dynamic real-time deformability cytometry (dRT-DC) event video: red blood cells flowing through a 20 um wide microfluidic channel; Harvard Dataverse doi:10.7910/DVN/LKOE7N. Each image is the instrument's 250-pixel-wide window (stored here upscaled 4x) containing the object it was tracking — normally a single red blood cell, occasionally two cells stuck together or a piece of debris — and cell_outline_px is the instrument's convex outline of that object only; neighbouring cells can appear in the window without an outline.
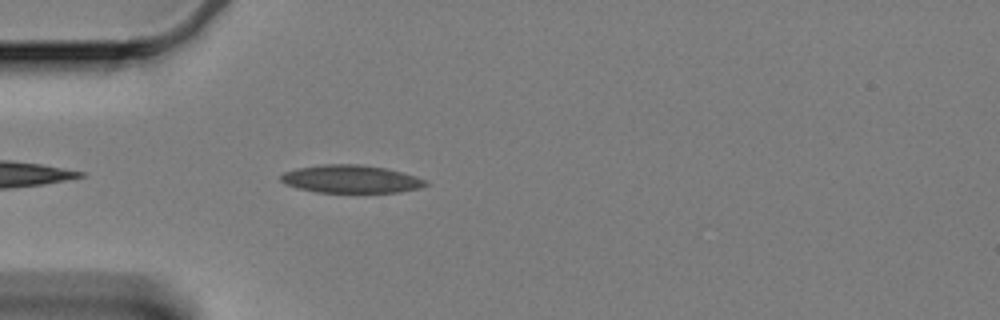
{"species": "Egyptian fruit bat (a non-hibernating species)", "species_latin": "Rousettus aegyptiacus", "temperature_condition": "cold", "stored_images_in_passage": 28, "camera_frame_rate_fps": 3000, "um_per_image_px": 0.085, "animal": {"sex": "female"}, "frame": {"image": 1, "passage_image": 3, "time_ms": 0.667, "image_size_px": [1000, 320], "cell_outline_px": [[428, 184], [420, 188], [400, 192], [316, 192], [296, 188], [284, 184], [280, 180], [280, 176], [284, 172], [296, 168], [320, 164], [360, 164], [384, 168], [416, 176], [424, 180]], "centroid_in_image_um": [29.77, 15.22], "position_along_channel_um": 55.2, "area_um2": 23.52}}
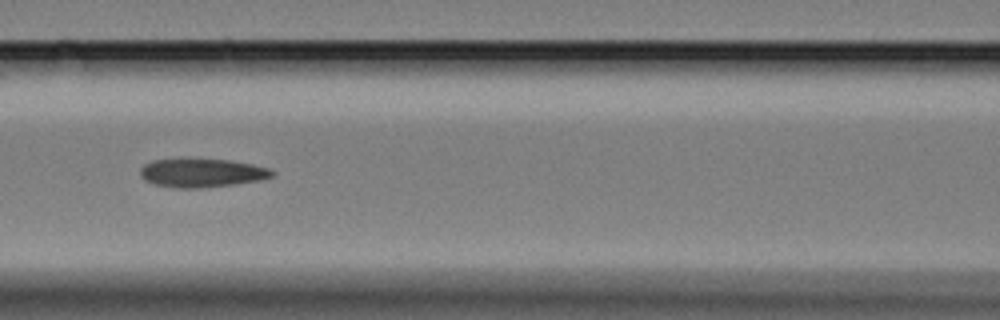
{"frame": {"image": 2, "passage_image": 12, "time_ms": 3.667, "image_size_px": [1000, 320], "cell_outline_px": [[276, 172], [272, 176], [260, 180], [236, 184], [204, 188], [176, 188], [156, 184], [144, 180], [140, 176], [140, 168], [144, 164], [152, 160], [228, 160], [252, 164], [268, 168]], "centroid_in_image_um": [17.16, 14.71], "position_along_channel_um": 149.4, "area_um2": 21.73}}
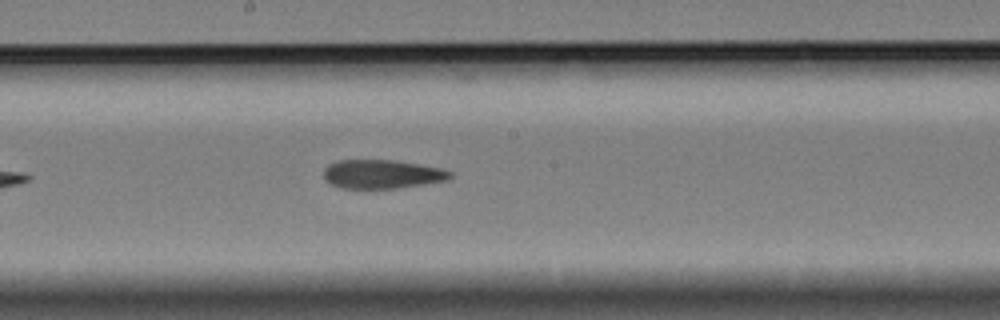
{"frame": {"image": 3, "passage_image": 18, "time_ms": 5.667, "image_size_px": [1000, 320], "cell_outline_px": [[452, 176], [448, 180], [396, 188], [340, 188], [324, 180], [324, 168], [328, 164], [340, 160], [392, 160], [420, 164], [440, 168], [452, 172]], "centroid_in_image_um": [32.45, 14.8], "position_along_channel_um": 215.7, "area_um2": 21.15}}